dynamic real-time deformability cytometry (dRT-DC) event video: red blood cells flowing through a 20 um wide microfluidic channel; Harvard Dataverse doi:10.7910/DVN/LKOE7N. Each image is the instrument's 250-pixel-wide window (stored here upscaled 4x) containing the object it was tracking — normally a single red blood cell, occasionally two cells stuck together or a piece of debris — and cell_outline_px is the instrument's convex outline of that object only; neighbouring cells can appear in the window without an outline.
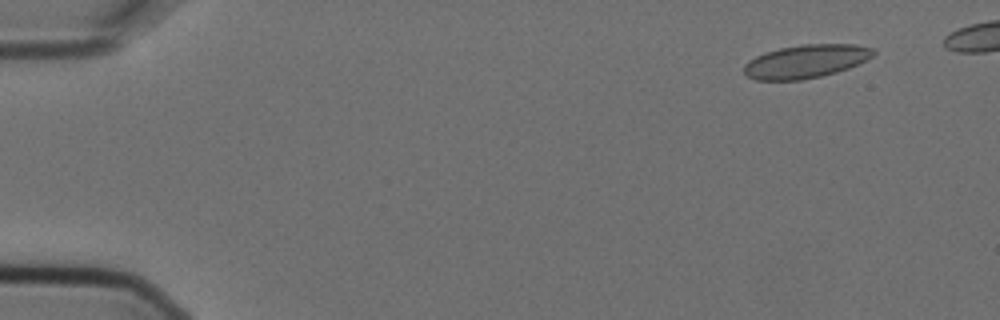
{"species": "Egyptian fruit bat (a non-hibernating species)", "species_latin": "Rousettus aegyptiacus", "temperature_condition": "cold", "stored_images_in_passage": 8, "camera_frame_rate_fps": 3000, "um_per_image_px": 0.085, "animal": {"sex": "female"}, "frame": {"image": 1, "passage_image": 2, "time_ms": 0.333, "image_size_px": [1000, 320], "cell_outline_px": [[876, 52], [872, 56], [848, 68], [836, 72], [820, 76], [800, 80], [756, 80], [748, 76], [744, 72], [744, 64], [748, 60], [764, 52], [780, 48], [804, 44], [856, 44], [872, 48]], "centroid_in_image_um": [68.47, 5.21], "position_along_channel_um": 16.5, "area_um2": 24.97}}
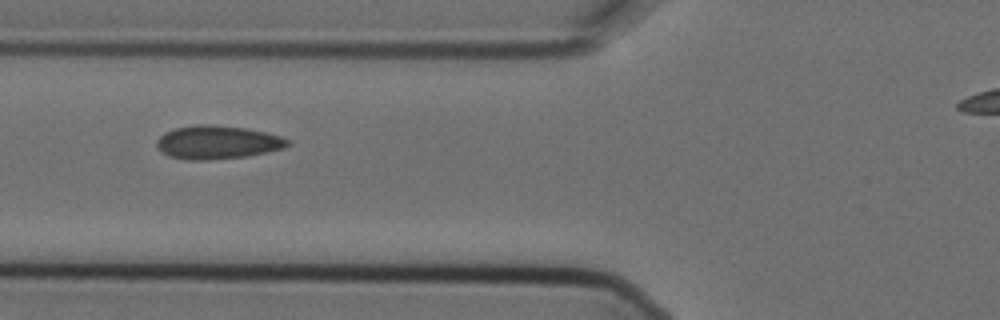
{"frame": {"image": 2, "passage_image": 7, "time_ms": 2.0, "image_size_px": [1000, 320], "cell_outline_px": [[292, 144], [284, 148], [268, 152], [248, 156], [208, 160], [188, 160], [168, 156], [160, 152], [156, 144], [156, 140], [164, 132], [176, 128], [196, 124], [212, 124], [244, 128], [264, 132], [280, 136], [288, 140]], "centroid_in_image_um": [18.46, 12.1], "position_along_channel_um": 107.3, "area_um2": 25.66}}
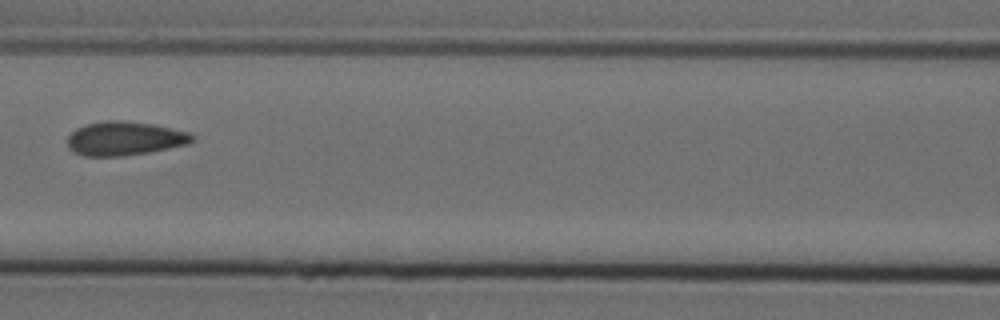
{"frame": {"image": 3, "passage_image": 8, "time_ms": 2.333, "image_size_px": [1000, 320], "cell_outline_px": [[196, 136], [188, 144], [148, 152], [124, 156], [84, 156], [72, 152], [68, 148], [68, 136], [76, 128], [88, 124], [108, 120], [120, 120], [152, 124], [188, 132]], "centroid_in_image_um": [10.57, 11.78], "position_along_channel_um": 156.0, "area_um2": 24.51}}